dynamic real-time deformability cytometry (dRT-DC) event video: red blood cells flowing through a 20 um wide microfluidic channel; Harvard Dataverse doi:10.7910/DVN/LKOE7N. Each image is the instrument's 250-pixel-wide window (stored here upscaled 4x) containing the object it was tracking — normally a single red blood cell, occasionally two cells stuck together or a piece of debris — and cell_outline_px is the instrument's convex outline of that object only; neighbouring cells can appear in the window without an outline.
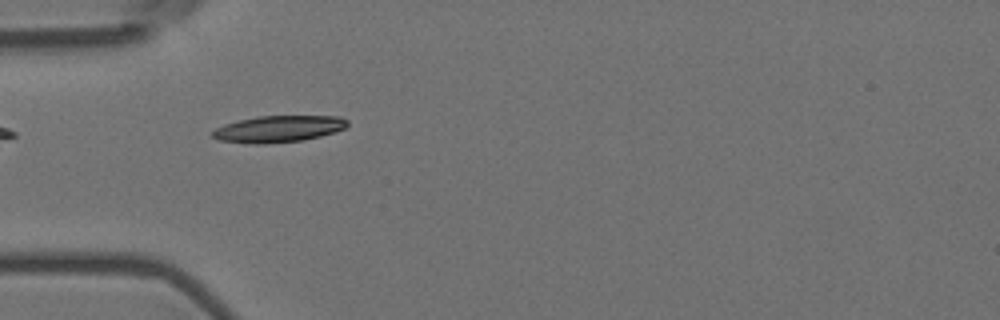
{"species": "Egyptian fruit bat (a non-hibernating species)", "species_latin": "Rousettus aegyptiacus", "temperature_condition": "room temperature", "stored_images_in_passage": 2, "camera_frame_rate_fps": 3000, "um_per_image_px": 0.085, "animal": {"sex": "female"}, "frame": {"image": 1, "passage_image": 1, "time_ms": 0.0, "image_size_px": [1000, 320], "cell_outline_px": [[348, 124], [344, 128], [320, 136], [304, 140], [264, 144], [256, 144], [220, 140], [212, 136], [212, 132], [216, 128], [224, 124], [240, 120], [260, 116], [340, 116], [348, 120]], "centroid_in_image_um": [23.68, 10.95], "position_along_channel_um": 61.3, "area_um2": 20.69}}
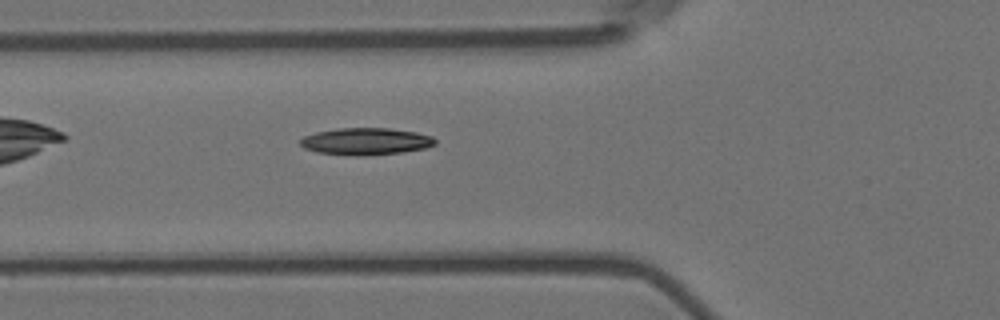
{"frame": {"image": 2, "passage_image": 2, "time_ms": 0.333, "image_size_px": [1000, 320], "cell_outline_px": [[436, 144], [424, 148], [400, 152], [364, 156], [356, 156], [316, 152], [304, 148], [300, 144], [300, 140], [304, 136], [316, 132], [340, 128], [388, 128], [416, 132], [432, 136], [436, 140]], "centroid_in_image_um": [31.08, 12.02], "position_along_channel_um": 94.7, "area_um2": 21.15}}